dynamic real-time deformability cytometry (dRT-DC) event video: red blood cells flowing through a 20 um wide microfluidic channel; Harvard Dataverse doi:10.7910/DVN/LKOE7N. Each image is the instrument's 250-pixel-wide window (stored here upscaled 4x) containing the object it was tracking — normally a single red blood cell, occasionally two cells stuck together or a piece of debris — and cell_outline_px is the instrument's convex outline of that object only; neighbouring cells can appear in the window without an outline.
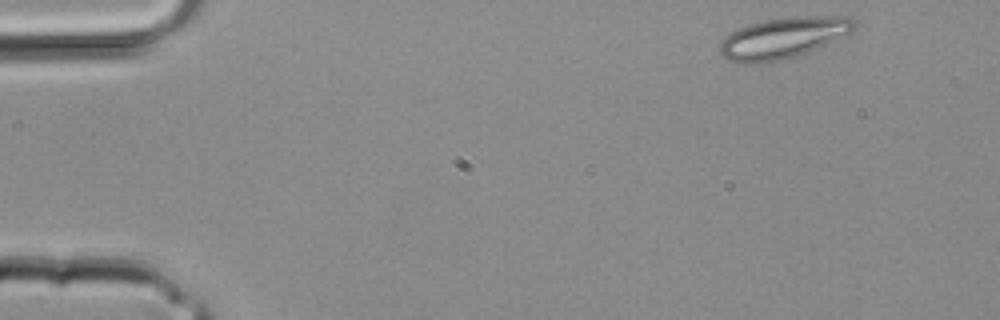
{"species": "common noctule bat (a hibernating species)", "species_latin": "Nyctalus noctula", "temperature_condition": "room temperature", "stored_images_in_passage": 32, "camera_frame_rate_fps": 3000, "um_per_image_px": 0.085, "animal": {"sex": "male", "body_mass_g": 20.4}, "frame": {"image": 1, "passage_image": 1, "time_ms": 0.0, "image_size_px": [1000, 320], "cell_outline_px": [[856, 28], [816, 48], [792, 56], [776, 60], [752, 64], [740, 64], [728, 60], [720, 52], [720, 44], [732, 32], [740, 28], [764, 20], [792, 16], [848, 16], [856, 20]], "centroid_in_image_um": [66.56, 3.2], "position_along_channel_um": 18.4, "area_um2": 31.27}}
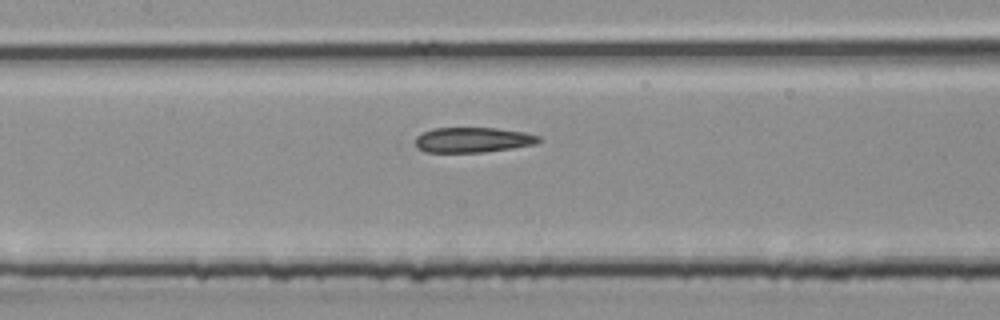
{"frame": {"image": 2, "passage_image": 14, "time_ms": 4.333, "image_size_px": [1000, 320], "cell_outline_px": [[540, 140], [536, 144], [512, 148], [484, 152], [428, 152], [420, 148], [416, 144], [416, 136], [432, 128], [496, 128], [524, 132], [540, 136]], "centroid_in_image_um": [40.22, 11.88], "position_along_channel_um": 167.2, "area_um2": 17.92}}
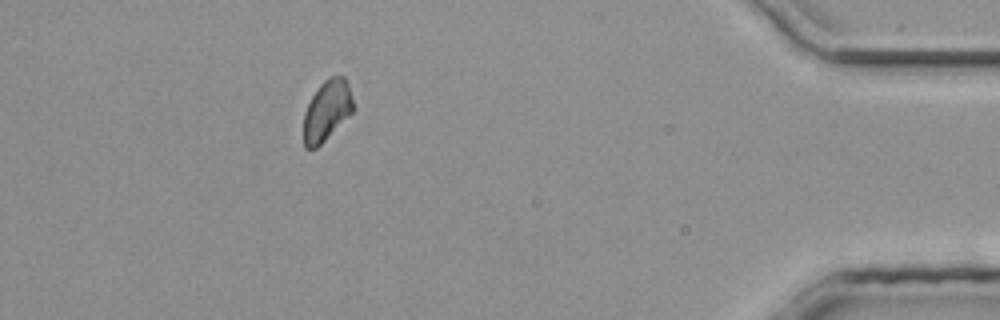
{"frame": {"image": 3, "passage_image": 29, "time_ms": 9.333, "image_size_px": [1000, 320], "cell_outline_px": [[356, 108], [316, 148], [304, 148], [304, 112], [312, 96], [320, 84], [328, 76], [344, 76], [348, 84]], "centroid_in_image_um": [27.8, 9.36], "position_along_channel_um": 407.4, "area_um2": 17.34}}